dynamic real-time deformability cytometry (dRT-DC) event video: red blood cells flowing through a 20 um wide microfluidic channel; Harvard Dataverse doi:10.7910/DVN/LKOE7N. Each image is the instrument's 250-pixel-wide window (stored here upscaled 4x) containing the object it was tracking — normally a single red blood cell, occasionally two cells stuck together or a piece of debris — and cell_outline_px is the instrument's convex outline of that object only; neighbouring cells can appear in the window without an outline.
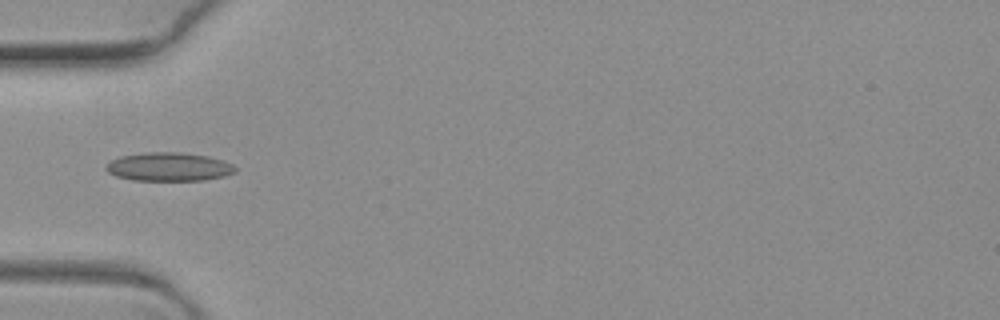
{"species": "common noctule bat (a hibernating species)", "species_latin": "Nyctalus noctula", "temperature_condition": "warm", "stored_images_in_passage": 7, "camera_frame_rate_fps": 3000, "um_per_image_px": 0.085, "animal": {"sex": "female", "body_mass_g": 19.3, "forearm_length_mm": 54.1}, "frame": {"image": 1, "passage_image": 2, "time_ms": 0.333, "image_size_px": [1000, 320], "cell_outline_px": [[236, 172], [224, 176], [204, 180], [132, 180], [116, 176], [108, 172], [104, 168], [112, 160], [120, 156], [144, 152], [180, 152], [208, 156], [224, 160], [232, 164], [236, 168]], "centroid_in_image_um": [14.36, 14.17], "position_along_channel_um": 70.6, "area_um2": 21.56}}
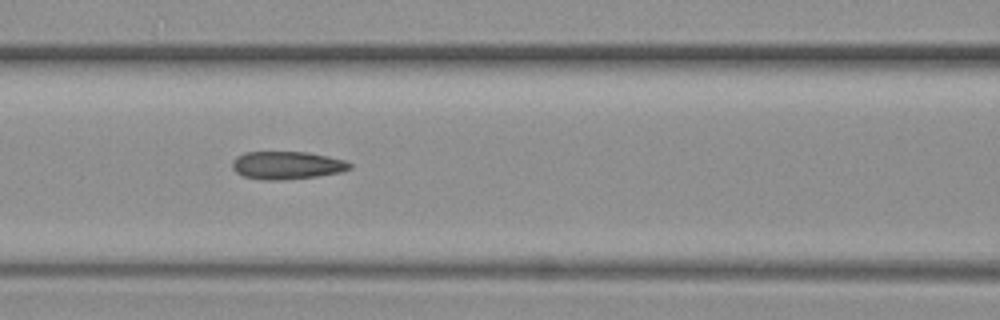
{"frame": {"image": 2, "passage_image": 4, "time_ms": 1.0, "image_size_px": [1000, 320], "cell_outline_px": [[352, 168], [340, 172], [316, 176], [280, 180], [264, 180], [244, 176], [236, 172], [232, 168], [232, 160], [236, 156], [244, 152], [308, 152], [328, 156], [344, 160], [352, 164]], "centroid_in_image_um": [24.37, 14.04], "position_along_channel_um": 142.2, "area_um2": 19.07}}
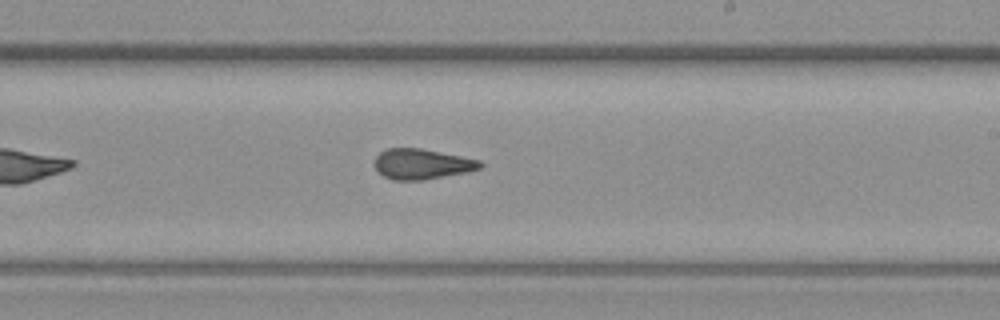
{"frame": {"image": 3, "passage_image": 7, "time_ms": 2.0, "image_size_px": [1000, 320], "cell_outline_px": [[484, 164], [480, 168], [468, 172], [424, 180], [392, 180], [384, 176], [376, 168], [376, 156], [380, 152], [388, 148], [420, 148], [480, 160]], "centroid_in_image_um": [35.88, 13.95], "position_along_channel_um": 253.1, "area_um2": 18.55}}